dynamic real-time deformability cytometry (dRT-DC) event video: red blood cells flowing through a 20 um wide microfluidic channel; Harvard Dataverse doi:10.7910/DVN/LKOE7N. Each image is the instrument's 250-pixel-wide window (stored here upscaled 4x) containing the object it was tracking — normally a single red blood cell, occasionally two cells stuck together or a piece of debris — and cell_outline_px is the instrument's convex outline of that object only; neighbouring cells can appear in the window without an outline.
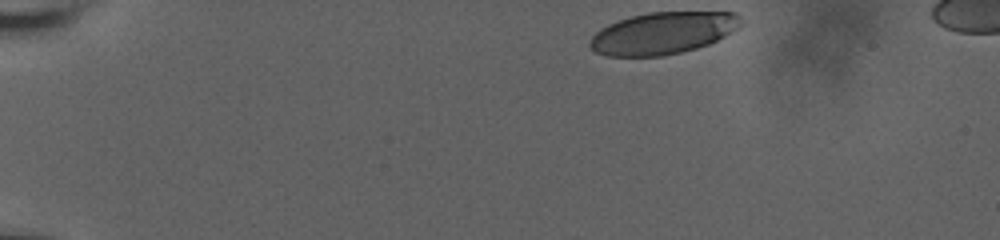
{"species": "human", "species_latin": "Homo sapiens", "temperature_condition": "room temperature", "stored_images_in_passage": 40, "camera_frame_rate_fps": 3000, "um_per_image_px": 0.085, "donor": {"sex": "male"}, "frame": {"image": 1, "passage_image": 1, "time_ms": 0.0, "image_size_px": [1000, 240], "cell_outline_px": [[744, 20], [736, 28], [724, 36], [708, 44], [696, 48], [664, 56], [608, 56], [596, 52], [588, 44], [592, 36], [600, 28], [608, 24], [632, 16], [648, 12], [736, 12]], "centroid_in_image_um": [56.33, 2.81], "position_along_channel_um": 28.7, "area_um2": 36.76}}
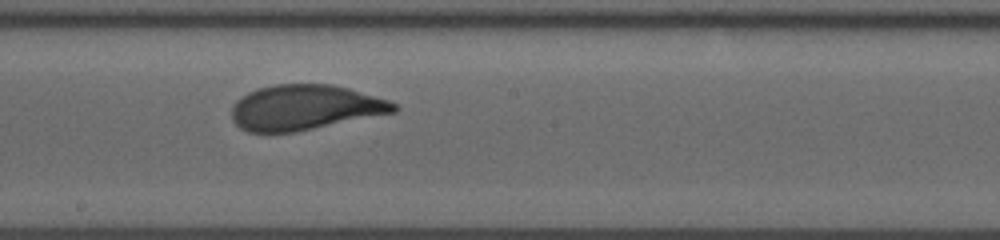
{"frame": {"image": 2, "passage_image": 25, "time_ms": 8.0, "image_size_px": [1000, 240], "cell_outline_px": [[400, 108], [396, 112], [296, 132], [248, 132], [240, 128], [232, 120], [232, 104], [240, 96], [256, 88], [276, 84], [332, 84], [348, 88], [388, 100], [396, 104]], "centroid_in_image_um": [25.89, 9.13], "position_along_channel_um": 222.3, "area_um2": 42.89}}
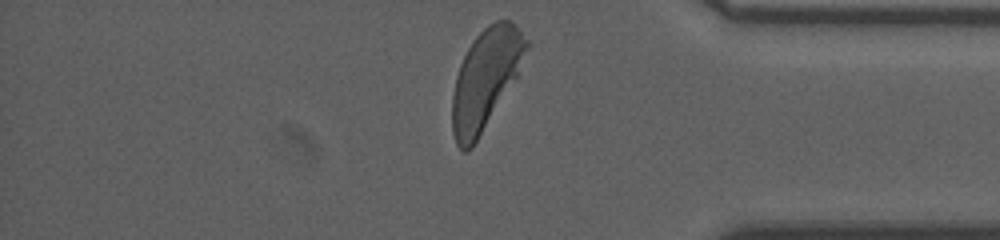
{"frame": {"image": 3, "passage_image": 40, "time_ms": 13.0, "image_size_px": [1000, 240], "cell_outline_px": [[528, 44], [516, 76], [472, 148], [468, 152], [464, 152], [456, 144], [452, 132], [452, 96], [456, 76], [460, 64], [468, 48], [476, 36], [488, 24], [496, 20], [512, 20], [516, 24], [528, 40]], "centroid_in_image_um": [41.24, 6.71], "position_along_channel_um": 394.0, "area_um2": 42.31}, "authors_computed_cell_mechanics": {"area_um2": 42.9165, "velocity_mm_per_s": 3.7231, "shape_relaxation_time_tau1_ms": 3.8816, "shape_relaxation_time_tau2_ms": null, "deformation_change_tau1": 0.169, "deformation_change_tau2": null}}